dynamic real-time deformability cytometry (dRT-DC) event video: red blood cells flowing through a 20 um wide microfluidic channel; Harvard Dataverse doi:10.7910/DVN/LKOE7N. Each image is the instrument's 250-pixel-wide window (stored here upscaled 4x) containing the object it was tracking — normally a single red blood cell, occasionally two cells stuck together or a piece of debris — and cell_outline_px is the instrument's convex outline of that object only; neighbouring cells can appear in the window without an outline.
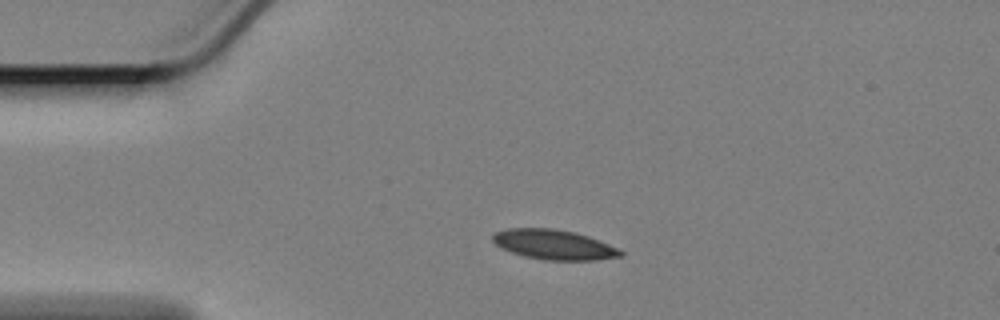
{"species": "Egyptian fruit bat (a non-hibernating species)", "species_latin": "Rousettus aegyptiacus", "temperature_condition": "cold", "stored_images_in_passage": 30, "camera_frame_rate_fps": 3000, "um_per_image_px": 0.085, "animal": {"sex": "female"}, "frame": {"image": 1, "passage_image": 1, "time_ms": 0.0, "image_size_px": [1000, 320], "cell_outline_px": [[624, 256], [596, 260], [544, 260], [524, 256], [500, 248], [492, 240], [492, 236], [496, 232], [508, 228], [552, 228], [576, 232], [588, 236], [620, 248], [624, 252]], "centroid_in_image_um": [47.12, 20.79], "position_along_channel_um": 37.9, "area_um2": 22.43}}
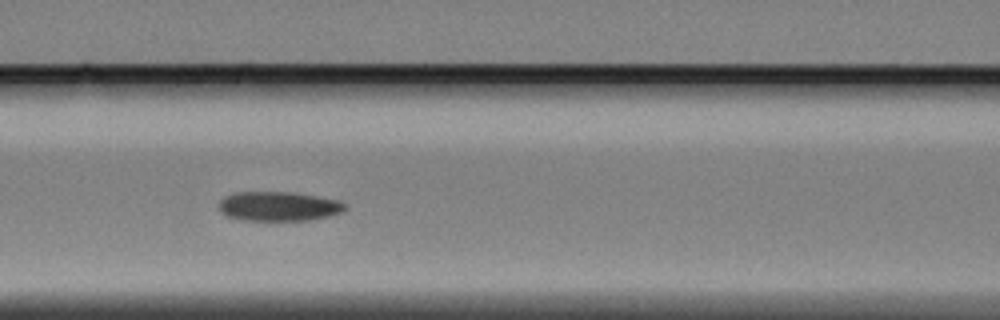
{"frame": {"image": 2, "passage_image": 13, "time_ms": 4.0, "image_size_px": [1000, 320], "cell_outline_px": [[344, 208], [340, 212], [328, 216], [308, 220], [240, 220], [228, 216], [220, 212], [220, 200], [224, 196], [232, 192], [292, 192], [340, 200], [344, 204]], "centroid_in_image_um": [23.63, 17.52], "position_along_channel_um": 143.0, "area_um2": 21.5}}
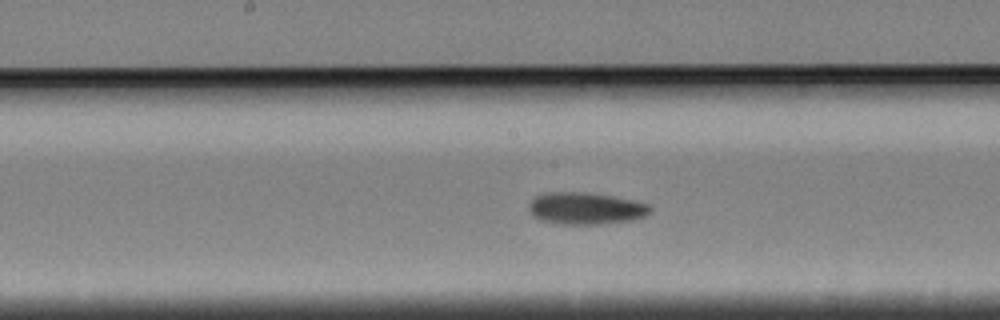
{"frame": {"image": 3, "passage_image": 18, "time_ms": 5.667, "image_size_px": [1000, 320], "cell_outline_px": [[652, 212], [636, 220], [600, 224], [560, 224], [540, 220], [532, 216], [528, 212], [528, 204], [536, 196], [548, 192], [584, 192], [612, 196], [632, 200], [648, 204], [652, 208]], "centroid_in_image_um": [49.77, 17.72], "position_along_channel_um": 198.4, "area_um2": 22.83}}